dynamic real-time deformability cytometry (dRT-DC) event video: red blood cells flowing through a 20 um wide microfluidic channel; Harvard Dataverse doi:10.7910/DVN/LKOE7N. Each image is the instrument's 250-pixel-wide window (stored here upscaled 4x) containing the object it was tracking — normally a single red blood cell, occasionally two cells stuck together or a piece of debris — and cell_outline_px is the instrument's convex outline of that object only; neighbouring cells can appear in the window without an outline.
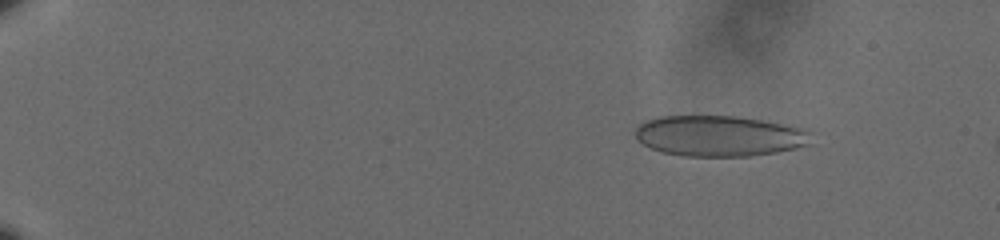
{"species": "human", "species_latin": "Homo sapiens", "temperature_condition": "cold", "stored_images_in_passage": 13, "camera_frame_rate_fps": 3000, "um_per_image_px": 0.085, "donor": {"sex": "male"}, "frame": {"image": 1, "passage_image": 6, "time_ms": 1.667, "image_size_px": [1000, 240], "cell_outline_px": [[812, 132], [808, 144], [796, 148], [776, 152], [748, 156], [684, 156], [664, 152], [652, 148], [644, 144], [636, 136], [636, 128], [640, 124], [648, 120], [660, 116], [736, 116], [808, 128]], "centroid_in_image_um": [61.19, 11.55], "position_along_channel_um": 23.8, "area_um2": 41.56}}